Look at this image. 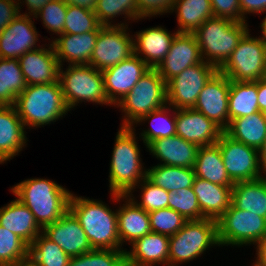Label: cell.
Masks as SVG:
<instances>
[{
  "mask_svg": "<svg viewBox=\"0 0 266 266\" xmlns=\"http://www.w3.org/2000/svg\"><path fill=\"white\" fill-rule=\"evenodd\" d=\"M11 192L30 209L41 229L57 221L69 210L71 191L49 179L23 180L12 187Z\"/></svg>",
  "mask_w": 266,
  "mask_h": 266,
  "instance_id": "1",
  "label": "cell"
},
{
  "mask_svg": "<svg viewBox=\"0 0 266 266\" xmlns=\"http://www.w3.org/2000/svg\"><path fill=\"white\" fill-rule=\"evenodd\" d=\"M69 210L79 220L93 249H123L118 235L117 209L97 199L71 193Z\"/></svg>",
  "mask_w": 266,
  "mask_h": 266,
  "instance_id": "2",
  "label": "cell"
},
{
  "mask_svg": "<svg viewBox=\"0 0 266 266\" xmlns=\"http://www.w3.org/2000/svg\"><path fill=\"white\" fill-rule=\"evenodd\" d=\"M14 107L24 127L37 128L56 122L70 111L64 101L59 81L27 85L17 96Z\"/></svg>",
  "mask_w": 266,
  "mask_h": 266,
  "instance_id": "3",
  "label": "cell"
},
{
  "mask_svg": "<svg viewBox=\"0 0 266 266\" xmlns=\"http://www.w3.org/2000/svg\"><path fill=\"white\" fill-rule=\"evenodd\" d=\"M134 131L133 127H120L116 134L109 168L111 193L127 195L147 177Z\"/></svg>",
  "mask_w": 266,
  "mask_h": 266,
  "instance_id": "4",
  "label": "cell"
},
{
  "mask_svg": "<svg viewBox=\"0 0 266 266\" xmlns=\"http://www.w3.org/2000/svg\"><path fill=\"white\" fill-rule=\"evenodd\" d=\"M247 22L211 17L193 34L200 47L203 61L219 69L230 57L239 41L249 31Z\"/></svg>",
  "mask_w": 266,
  "mask_h": 266,
  "instance_id": "5",
  "label": "cell"
},
{
  "mask_svg": "<svg viewBox=\"0 0 266 266\" xmlns=\"http://www.w3.org/2000/svg\"><path fill=\"white\" fill-rule=\"evenodd\" d=\"M166 104V82L156 68H150L116 105L124 112L121 127H134L141 117Z\"/></svg>",
  "mask_w": 266,
  "mask_h": 266,
  "instance_id": "6",
  "label": "cell"
},
{
  "mask_svg": "<svg viewBox=\"0 0 266 266\" xmlns=\"http://www.w3.org/2000/svg\"><path fill=\"white\" fill-rule=\"evenodd\" d=\"M211 246H219L217 221L203 218L187 220L169 237V266H178L197 259Z\"/></svg>",
  "mask_w": 266,
  "mask_h": 266,
  "instance_id": "7",
  "label": "cell"
},
{
  "mask_svg": "<svg viewBox=\"0 0 266 266\" xmlns=\"http://www.w3.org/2000/svg\"><path fill=\"white\" fill-rule=\"evenodd\" d=\"M58 81L70 111L85 100L99 105H112L105 94L103 75L92 65H68L65 71L60 66Z\"/></svg>",
  "mask_w": 266,
  "mask_h": 266,
  "instance_id": "8",
  "label": "cell"
},
{
  "mask_svg": "<svg viewBox=\"0 0 266 266\" xmlns=\"http://www.w3.org/2000/svg\"><path fill=\"white\" fill-rule=\"evenodd\" d=\"M248 31L218 71L230 81L256 82L266 78V42Z\"/></svg>",
  "mask_w": 266,
  "mask_h": 266,
  "instance_id": "9",
  "label": "cell"
},
{
  "mask_svg": "<svg viewBox=\"0 0 266 266\" xmlns=\"http://www.w3.org/2000/svg\"><path fill=\"white\" fill-rule=\"evenodd\" d=\"M217 231L221 246L257 245L266 237V218L235 208L231 204L217 220Z\"/></svg>",
  "mask_w": 266,
  "mask_h": 266,
  "instance_id": "10",
  "label": "cell"
},
{
  "mask_svg": "<svg viewBox=\"0 0 266 266\" xmlns=\"http://www.w3.org/2000/svg\"><path fill=\"white\" fill-rule=\"evenodd\" d=\"M217 71L205 61L186 68L166 83L167 104L175 109L194 108L201 90Z\"/></svg>",
  "mask_w": 266,
  "mask_h": 266,
  "instance_id": "11",
  "label": "cell"
},
{
  "mask_svg": "<svg viewBox=\"0 0 266 266\" xmlns=\"http://www.w3.org/2000/svg\"><path fill=\"white\" fill-rule=\"evenodd\" d=\"M216 144L221 151L229 178L234 183L263 177L258 149L232 139L224 131Z\"/></svg>",
  "mask_w": 266,
  "mask_h": 266,
  "instance_id": "12",
  "label": "cell"
},
{
  "mask_svg": "<svg viewBox=\"0 0 266 266\" xmlns=\"http://www.w3.org/2000/svg\"><path fill=\"white\" fill-rule=\"evenodd\" d=\"M127 28L128 26H102L98 31L89 65L103 71L134 54L133 36H130Z\"/></svg>",
  "mask_w": 266,
  "mask_h": 266,
  "instance_id": "13",
  "label": "cell"
},
{
  "mask_svg": "<svg viewBox=\"0 0 266 266\" xmlns=\"http://www.w3.org/2000/svg\"><path fill=\"white\" fill-rule=\"evenodd\" d=\"M150 67L136 54L101 71L108 101L117 105Z\"/></svg>",
  "mask_w": 266,
  "mask_h": 266,
  "instance_id": "14",
  "label": "cell"
},
{
  "mask_svg": "<svg viewBox=\"0 0 266 266\" xmlns=\"http://www.w3.org/2000/svg\"><path fill=\"white\" fill-rule=\"evenodd\" d=\"M229 89L230 80L217 71L201 90L193 108L212 120L223 131L229 126Z\"/></svg>",
  "mask_w": 266,
  "mask_h": 266,
  "instance_id": "15",
  "label": "cell"
},
{
  "mask_svg": "<svg viewBox=\"0 0 266 266\" xmlns=\"http://www.w3.org/2000/svg\"><path fill=\"white\" fill-rule=\"evenodd\" d=\"M32 20V16L19 14L0 32V58L18 59L26 52L40 48L36 44L40 36Z\"/></svg>",
  "mask_w": 266,
  "mask_h": 266,
  "instance_id": "16",
  "label": "cell"
},
{
  "mask_svg": "<svg viewBox=\"0 0 266 266\" xmlns=\"http://www.w3.org/2000/svg\"><path fill=\"white\" fill-rule=\"evenodd\" d=\"M42 233L57 243L70 257L93 250L79 220L70 210L54 223L44 227Z\"/></svg>",
  "mask_w": 266,
  "mask_h": 266,
  "instance_id": "17",
  "label": "cell"
},
{
  "mask_svg": "<svg viewBox=\"0 0 266 266\" xmlns=\"http://www.w3.org/2000/svg\"><path fill=\"white\" fill-rule=\"evenodd\" d=\"M201 62L203 58L194 34L178 32L164 60L156 69L167 83L186 68Z\"/></svg>",
  "mask_w": 266,
  "mask_h": 266,
  "instance_id": "18",
  "label": "cell"
},
{
  "mask_svg": "<svg viewBox=\"0 0 266 266\" xmlns=\"http://www.w3.org/2000/svg\"><path fill=\"white\" fill-rule=\"evenodd\" d=\"M176 135L198 147L216 144L223 130L201 112L176 109Z\"/></svg>",
  "mask_w": 266,
  "mask_h": 266,
  "instance_id": "19",
  "label": "cell"
},
{
  "mask_svg": "<svg viewBox=\"0 0 266 266\" xmlns=\"http://www.w3.org/2000/svg\"><path fill=\"white\" fill-rule=\"evenodd\" d=\"M26 52L18 58L27 85L58 82L60 64L52 43Z\"/></svg>",
  "mask_w": 266,
  "mask_h": 266,
  "instance_id": "20",
  "label": "cell"
},
{
  "mask_svg": "<svg viewBox=\"0 0 266 266\" xmlns=\"http://www.w3.org/2000/svg\"><path fill=\"white\" fill-rule=\"evenodd\" d=\"M112 200H123V206L117 209L118 235L121 247L128 241L133 244L140 237L152 232L148 212L140 208L128 195L110 193ZM125 199V200H124Z\"/></svg>",
  "mask_w": 266,
  "mask_h": 266,
  "instance_id": "21",
  "label": "cell"
},
{
  "mask_svg": "<svg viewBox=\"0 0 266 266\" xmlns=\"http://www.w3.org/2000/svg\"><path fill=\"white\" fill-rule=\"evenodd\" d=\"M177 33V31L171 33L161 26L149 27L136 32V35H133L134 54L150 68H157L164 60Z\"/></svg>",
  "mask_w": 266,
  "mask_h": 266,
  "instance_id": "22",
  "label": "cell"
},
{
  "mask_svg": "<svg viewBox=\"0 0 266 266\" xmlns=\"http://www.w3.org/2000/svg\"><path fill=\"white\" fill-rule=\"evenodd\" d=\"M126 249V266H169V236L150 232Z\"/></svg>",
  "mask_w": 266,
  "mask_h": 266,
  "instance_id": "23",
  "label": "cell"
},
{
  "mask_svg": "<svg viewBox=\"0 0 266 266\" xmlns=\"http://www.w3.org/2000/svg\"><path fill=\"white\" fill-rule=\"evenodd\" d=\"M146 148L160 161L159 164L193 168L199 147L174 135L152 140L146 145Z\"/></svg>",
  "mask_w": 266,
  "mask_h": 266,
  "instance_id": "24",
  "label": "cell"
},
{
  "mask_svg": "<svg viewBox=\"0 0 266 266\" xmlns=\"http://www.w3.org/2000/svg\"><path fill=\"white\" fill-rule=\"evenodd\" d=\"M97 38L98 31H91L83 34H62L52 39L60 66H63V62H68V65L89 64Z\"/></svg>",
  "mask_w": 266,
  "mask_h": 266,
  "instance_id": "25",
  "label": "cell"
},
{
  "mask_svg": "<svg viewBox=\"0 0 266 266\" xmlns=\"http://www.w3.org/2000/svg\"><path fill=\"white\" fill-rule=\"evenodd\" d=\"M25 129L14 106H0V164L12 160L25 148Z\"/></svg>",
  "mask_w": 266,
  "mask_h": 266,
  "instance_id": "26",
  "label": "cell"
},
{
  "mask_svg": "<svg viewBox=\"0 0 266 266\" xmlns=\"http://www.w3.org/2000/svg\"><path fill=\"white\" fill-rule=\"evenodd\" d=\"M232 187L221 186L195 177L192 188L198 199L203 218L217 221L229 209Z\"/></svg>",
  "mask_w": 266,
  "mask_h": 266,
  "instance_id": "27",
  "label": "cell"
},
{
  "mask_svg": "<svg viewBox=\"0 0 266 266\" xmlns=\"http://www.w3.org/2000/svg\"><path fill=\"white\" fill-rule=\"evenodd\" d=\"M0 225L28 246L42 232L30 209L17 198L0 208Z\"/></svg>",
  "mask_w": 266,
  "mask_h": 266,
  "instance_id": "28",
  "label": "cell"
},
{
  "mask_svg": "<svg viewBox=\"0 0 266 266\" xmlns=\"http://www.w3.org/2000/svg\"><path fill=\"white\" fill-rule=\"evenodd\" d=\"M231 204L266 218V177L234 183Z\"/></svg>",
  "mask_w": 266,
  "mask_h": 266,
  "instance_id": "29",
  "label": "cell"
},
{
  "mask_svg": "<svg viewBox=\"0 0 266 266\" xmlns=\"http://www.w3.org/2000/svg\"><path fill=\"white\" fill-rule=\"evenodd\" d=\"M196 177L221 186H233L225 169L221 151L217 144L198 148L193 166Z\"/></svg>",
  "mask_w": 266,
  "mask_h": 266,
  "instance_id": "30",
  "label": "cell"
},
{
  "mask_svg": "<svg viewBox=\"0 0 266 266\" xmlns=\"http://www.w3.org/2000/svg\"><path fill=\"white\" fill-rule=\"evenodd\" d=\"M224 132L232 139L259 150L266 139V118L261 111L235 118Z\"/></svg>",
  "mask_w": 266,
  "mask_h": 266,
  "instance_id": "31",
  "label": "cell"
},
{
  "mask_svg": "<svg viewBox=\"0 0 266 266\" xmlns=\"http://www.w3.org/2000/svg\"><path fill=\"white\" fill-rule=\"evenodd\" d=\"M177 13L178 30L194 33L207 19L214 17L210 0H174L170 13Z\"/></svg>",
  "mask_w": 266,
  "mask_h": 266,
  "instance_id": "32",
  "label": "cell"
},
{
  "mask_svg": "<svg viewBox=\"0 0 266 266\" xmlns=\"http://www.w3.org/2000/svg\"><path fill=\"white\" fill-rule=\"evenodd\" d=\"M259 110L257 81L240 82L230 81L228 97L229 123L239 117L254 114Z\"/></svg>",
  "mask_w": 266,
  "mask_h": 266,
  "instance_id": "33",
  "label": "cell"
},
{
  "mask_svg": "<svg viewBox=\"0 0 266 266\" xmlns=\"http://www.w3.org/2000/svg\"><path fill=\"white\" fill-rule=\"evenodd\" d=\"M195 177L193 168L157 164L147 169V178L168 192L192 187Z\"/></svg>",
  "mask_w": 266,
  "mask_h": 266,
  "instance_id": "34",
  "label": "cell"
},
{
  "mask_svg": "<svg viewBox=\"0 0 266 266\" xmlns=\"http://www.w3.org/2000/svg\"><path fill=\"white\" fill-rule=\"evenodd\" d=\"M26 87L18 59L0 58V106H14Z\"/></svg>",
  "mask_w": 266,
  "mask_h": 266,
  "instance_id": "35",
  "label": "cell"
},
{
  "mask_svg": "<svg viewBox=\"0 0 266 266\" xmlns=\"http://www.w3.org/2000/svg\"><path fill=\"white\" fill-rule=\"evenodd\" d=\"M173 112H172V111ZM171 111L170 114L169 112ZM176 109L171 105H164L149 114L141 117L135 124H140L141 122L149 121L151 123V128L142 130L140 133L141 139L146 146L149 142L155 139L167 138L176 135V119H175ZM170 115V116H169ZM173 117H172V116Z\"/></svg>",
  "mask_w": 266,
  "mask_h": 266,
  "instance_id": "36",
  "label": "cell"
},
{
  "mask_svg": "<svg viewBox=\"0 0 266 266\" xmlns=\"http://www.w3.org/2000/svg\"><path fill=\"white\" fill-rule=\"evenodd\" d=\"M71 257L42 232L29 245L28 263L31 266H68Z\"/></svg>",
  "mask_w": 266,
  "mask_h": 266,
  "instance_id": "37",
  "label": "cell"
},
{
  "mask_svg": "<svg viewBox=\"0 0 266 266\" xmlns=\"http://www.w3.org/2000/svg\"><path fill=\"white\" fill-rule=\"evenodd\" d=\"M94 13L102 26H128L124 22L118 24L111 23L114 21L113 18H117L120 15H124V18H127V20H139L136 0H97Z\"/></svg>",
  "mask_w": 266,
  "mask_h": 266,
  "instance_id": "38",
  "label": "cell"
},
{
  "mask_svg": "<svg viewBox=\"0 0 266 266\" xmlns=\"http://www.w3.org/2000/svg\"><path fill=\"white\" fill-rule=\"evenodd\" d=\"M28 249L22 239L0 225V266L28 263Z\"/></svg>",
  "mask_w": 266,
  "mask_h": 266,
  "instance_id": "39",
  "label": "cell"
},
{
  "mask_svg": "<svg viewBox=\"0 0 266 266\" xmlns=\"http://www.w3.org/2000/svg\"><path fill=\"white\" fill-rule=\"evenodd\" d=\"M68 266H126L125 249H93L71 257Z\"/></svg>",
  "mask_w": 266,
  "mask_h": 266,
  "instance_id": "40",
  "label": "cell"
},
{
  "mask_svg": "<svg viewBox=\"0 0 266 266\" xmlns=\"http://www.w3.org/2000/svg\"><path fill=\"white\" fill-rule=\"evenodd\" d=\"M101 27L94 11L67 4L63 34H83Z\"/></svg>",
  "mask_w": 266,
  "mask_h": 266,
  "instance_id": "41",
  "label": "cell"
},
{
  "mask_svg": "<svg viewBox=\"0 0 266 266\" xmlns=\"http://www.w3.org/2000/svg\"><path fill=\"white\" fill-rule=\"evenodd\" d=\"M140 184V185H139ZM137 187H134L127 195L146 212L150 213L155 210H160L168 207L169 192L155 185L147 177H145ZM141 186V187H139ZM141 190V201L138 203L133 196L136 188Z\"/></svg>",
  "mask_w": 266,
  "mask_h": 266,
  "instance_id": "42",
  "label": "cell"
},
{
  "mask_svg": "<svg viewBox=\"0 0 266 266\" xmlns=\"http://www.w3.org/2000/svg\"><path fill=\"white\" fill-rule=\"evenodd\" d=\"M168 207L177 211L186 220L203 219L198 199L192 187L169 192Z\"/></svg>",
  "mask_w": 266,
  "mask_h": 266,
  "instance_id": "43",
  "label": "cell"
},
{
  "mask_svg": "<svg viewBox=\"0 0 266 266\" xmlns=\"http://www.w3.org/2000/svg\"><path fill=\"white\" fill-rule=\"evenodd\" d=\"M148 214L151 231L169 237L176 234L187 221L181 214L169 207Z\"/></svg>",
  "mask_w": 266,
  "mask_h": 266,
  "instance_id": "44",
  "label": "cell"
},
{
  "mask_svg": "<svg viewBox=\"0 0 266 266\" xmlns=\"http://www.w3.org/2000/svg\"><path fill=\"white\" fill-rule=\"evenodd\" d=\"M66 12L67 4L63 0H51L33 18L40 17L44 27L59 36L64 33Z\"/></svg>",
  "mask_w": 266,
  "mask_h": 266,
  "instance_id": "45",
  "label": "cell"
},
{
  "mask_svg": "<svg viewBox=\"0 0 266 266\" xmlns=\"http://www.w3.org/2000/svg\"><path fill=\"white\" fill-rule=\"evenodd\" d=\"M215 17L228 18L234 22H245L241 16L239 0H210Z\"/></svg>",
  "mask_w": 266,
  "mask_h": 266,
  "instance_id": "46",
  "label": "cell"
},
{
  "mask_svg": "<svg viewBox=\"0 0 266 266\" xmlns=\"http://www.w3.org/2000/svg\"><path fill=\"white\" fill-rule=\"evenodd\" d=\"M139 20L170 13L174 0H136Z\"/></svg>",
  "mask_w": 266,
  "mask_h": 266,
  "instance_id": "47",
  "label": "cell"
},
{
  "mask_svg": "<svg viewBox=\"0 0 266 266\" xmlns=\"http://www.w3.org/2000/svg\"><path fill=\"white\" fill-rule=\"evenodd\" d=\"M19 14L16 0H0V32L3 31Z\"/></svg>",
  "mask_w": 266,
  "mask_h": 266,
  "instance_id": "48",
  "label": "cell"
},
{
  "mask_svg": "<svg viewBox=\"0 0 266 266\" xmlns=\"http://www.w3.org/2000/svg\"><path fill=\"white\" fill-rule=\"evenodd\" d=\"M241 16L246 19L247 14L266 13V0H239ZM246 15V17H245Z\"/></svg>",
  "mask_w": 266,
  "mask_h": 266,
  "instance_id": "49",
  "label": "cell"
},
{
  "mask_svg": "<svg viewBox=\"0 0 266 266\" xmlns=\"http://www.w3.org/2000/svg\"><path fill=\"white\" fill-rule=\"evenodd\" d=\"M20 1V2H19ZM49 1L51 0H24L23 3L21 0H17L18 8H19V13L21 14V4L27 6L28 13H22V15H27V16H32L34 17L35 15L38 14V12L41 10L42 7H44Z\"/></svg>",
  "mask_w": 266,
  "mask_h": 266,
  "instance_id": "50",
  "label": "cell"
},
{
  "mask_svg": "<svg viewBox=\"0 0 266 266\" xmlns=\"http://www.w3.org/2000/svg\"><path fill=\"white\" fill-rule=\"evenodd\" d=\"M259 110L266 118V78L257 80Z\"/></svg>",
  "mask_w": 266,
  "mask_h": 266,
  "instance_id": "51",
  "label": "cell"
},
{
  "mask_svg": "<svg viewBox=\"0 0 266 266\" xmlns=\"http://www.w3.org/2000/svg\"><path fill=\"white\" fill-rule=\"evenodd\" d=\"M256 261L259 266H266V237L256 245Z\"/></svg>",
  "mask_w": 266,
  "mask_h": 266,
  "instance_id": "52",
  "label": "cell"
},
{
  "mask_svg": "<svg viewBox=\"0 0 266 266\" xmlns=\"http://www.w3.org/2000/svg\"><path fill=\"white\" fill-rule=\"evenodd\" d=\"M66 4L94 11L97 0H63Z\"/></svg>",
  "mask_w": 266,
  "mask_h": 266,
  "instance_id": "53",
  "label": "cell"
},
{
  "mask_svg": "<svg viewBox=\"0 0 266 266\" xmlns=\"http://www.w3.org/2000/svg\"><path fill=\"white\" fill-rule=\"evenodd\" d=\"M260 170L266 176V139L263 146L259 149Z\"/></svg>",
  "mask_w": 266,
  "mask_h": 266,
  "instance_id": "54",
  "label": "cell"
},
{
  "mask_svg": "<svg viewBox=\"0 0 266 266\" xmlns=\"http://www.w3.org/2000/svg\"><path fill=\"white\" fill-rule=\"evenodd\" d=\"M260 27H261V35H262V38L265 40V42H266V15H265V17H264V19H263V21H262V23H261V25H260Z\"/></svg>",
  "mask_w": 266,
  "mask_h": 266,
  "instance_id": "55",
  "label": "cell"
},
{
  "mask_svg": "<svg viewBox=\"0 0 266 266\" xmlns=\"http://www.w3.org/2000/svg\"><path fill=\"white\" fill-rule=\"evenodd\" d=\"M19 266H31L29 263H25V264H22V265H19Z\"/></svg>",
  "mask_w": 266,
  "mask_h": 266,
  "instance_id": "56",
  "label": "cell"
}]
</instances>
